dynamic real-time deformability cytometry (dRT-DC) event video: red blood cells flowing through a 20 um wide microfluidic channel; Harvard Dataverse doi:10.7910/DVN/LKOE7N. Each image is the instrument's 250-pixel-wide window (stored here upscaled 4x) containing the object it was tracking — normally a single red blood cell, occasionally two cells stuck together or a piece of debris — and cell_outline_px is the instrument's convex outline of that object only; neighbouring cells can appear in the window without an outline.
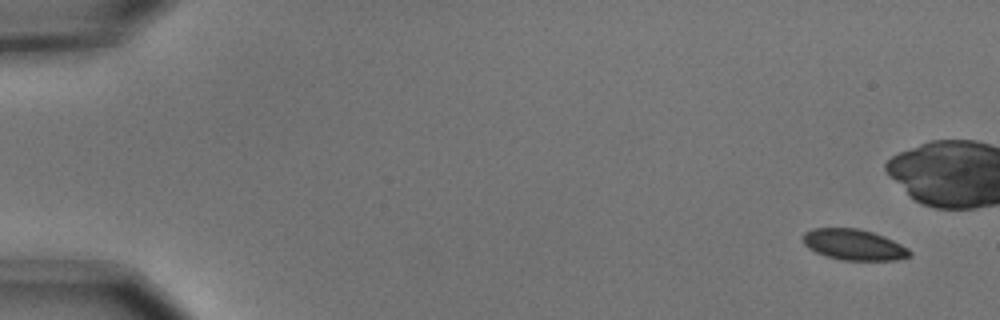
{"species": "common noctule bat (a hibernating species)", "species_latin": "Nyctalus noctula", "temperature_condition": "cold", "stored_images_in_passage": 6, "camera_frame_rate_fps": 3000, "um_per_image_px": 0.085, "animal": {"sex": "male", "body_mass_g": 15.6}, "frame": {"image": 1, "passage_image": 1, "time_ms": 0.0, "image_size_px": [1000, 320], "cell_outline_px": [[912, 252], [908, 256], [896, 260], [840, 260], [816, 252], [808, 248], [804, 244], [804, 232], [812, 228], [860, 228], [884, 236], [908, 248]], "centroid_in_image_um": [72.57, 20.79], "position_along_channel_um": 12.4, "area_um2": 19.07}}